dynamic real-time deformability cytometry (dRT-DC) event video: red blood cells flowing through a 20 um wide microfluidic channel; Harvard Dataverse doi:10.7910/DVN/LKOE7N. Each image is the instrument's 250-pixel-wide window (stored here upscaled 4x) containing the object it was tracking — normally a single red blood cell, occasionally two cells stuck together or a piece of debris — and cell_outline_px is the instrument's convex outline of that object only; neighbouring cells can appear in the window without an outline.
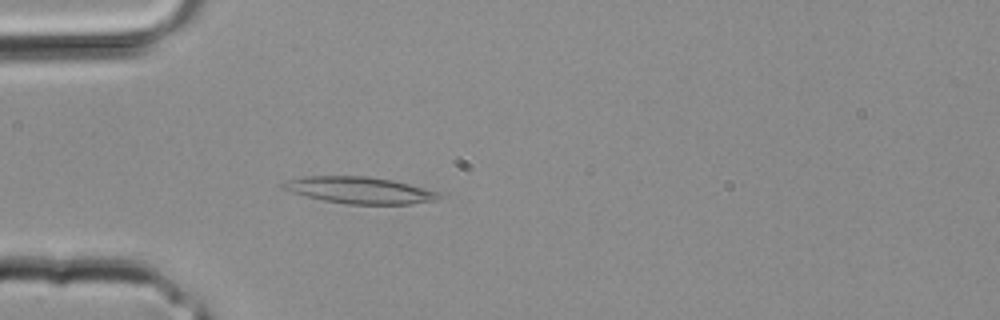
{"species": "common noctule bat (a hibernating species)", "species_latin": "Nyctalus noctula", "temperature_condition": "room temperature", "stored_images_in_passage": 33, "camera_frame_rate_fps": 3000, "um_per_image_px": 0.085, "animal": {"sex": "male", "body_mass_g": 20.4}, "frame": {"image": 1, "passage_image": 9, "time_ms": 2.667, "image_size_px": [1000, 320], "cell_outline_px": [[448, 196], [432, 200], [408, 204], [348, 204], [324, 200], [292, 192], [280, 188], [280, 184], [304, 176], [368, 176], [392, 180], [440, 192]], "centroid_in_image_um": [30.61, 16.16], "position_along_channel_um": 54.4, "area_um2": 23.99}}
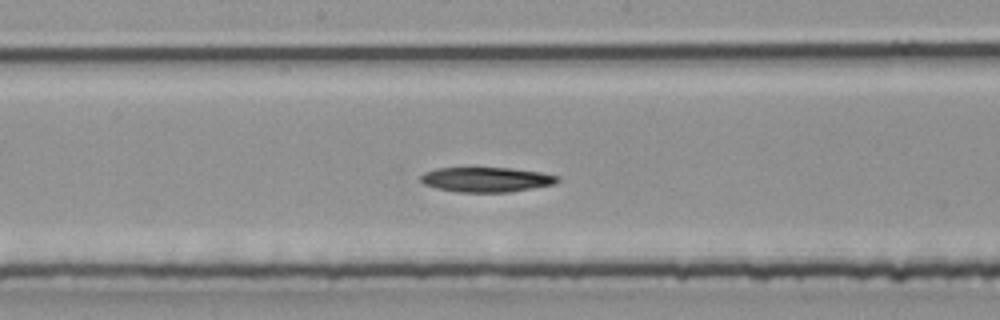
{"frame": {"image": 2, "passage_image": 17, "time_ms": 5.333, "image_size_px": [1000, 320], "cell_outline_px": [[560, 180], [552, 184], [532, 188], [508, 192], [456, 192], [436, 188], [424, 184], [420, 180], [420, 176], [424, 172], [436, 168], [508, 168], [540, 172], [560, 176]], "centroid_in_image_um": [41.31, 15.26], "position_along_channel_um": 206.9, "area_um2": 19.71}}
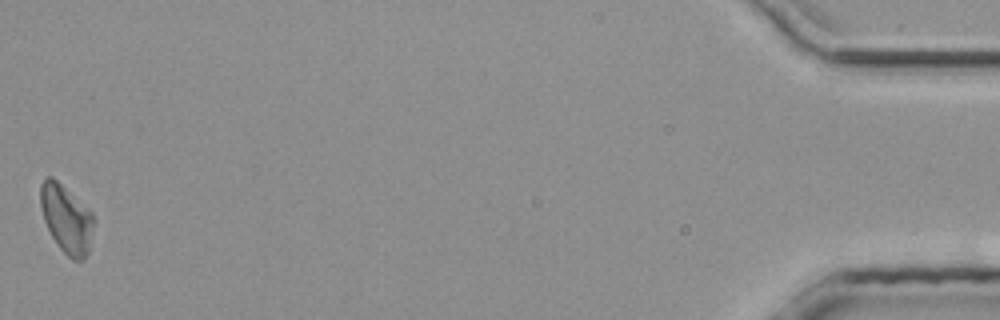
{"frame": {"image": 3, "passage_image": 33, "time_ms": 10.667, "image_size_px": [1000, 320], "cell_outline_px": [[96, 220], [88, 252], [84, 260], [72, 260], [60, 248], [52, 236], [44, 220], [40, 204], [40, 184], [48, 176], [52, 176], [92, 212], [96, 216]], "centroid_in_image_um": [5.68, 18.61], "position_along_channel_um": 429.5, "area_um2": 21.15}}